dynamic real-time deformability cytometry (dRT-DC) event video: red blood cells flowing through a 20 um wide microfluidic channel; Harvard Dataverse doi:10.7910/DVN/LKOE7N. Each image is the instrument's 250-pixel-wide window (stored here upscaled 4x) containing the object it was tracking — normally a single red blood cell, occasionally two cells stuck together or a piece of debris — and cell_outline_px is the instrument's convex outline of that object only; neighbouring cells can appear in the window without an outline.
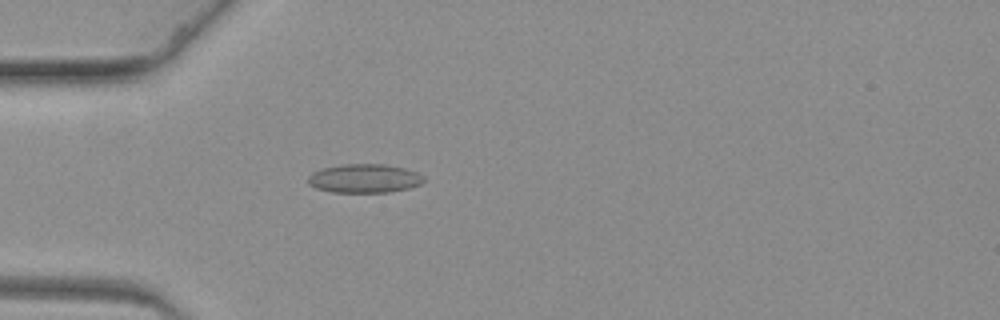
{"species": "common noctule bat (a hibernating species)", "species_latin": "Nyctalus noctula", "temperature_condition": "warm", "stored_images_in_passage": 62, "camera_frame_rate_fps": 3000, "um_per_image_px": 0.085, "animal": {"sex": "female", "body_mass_g": 19.3, "forearm_length_mm": 54.1}, "frame": {"image": 1, "passage_image": 18, "time_ms": 5.667, "image_size_px": [1000, 320], "cell_outline_px": [[424, 180], [420, 184], [408, 188], [388, 192], [332, 192], [316, 188], [308, 184], [308, 176], [312, 172], [324, 168], [344, 164], [384, 164], [404, 168], [416, 172], [424, 176]], "centroid_in_image_um": [30.96, 15.16], "position_along_channel_um": 54.0, "area_um2": 19.31}}
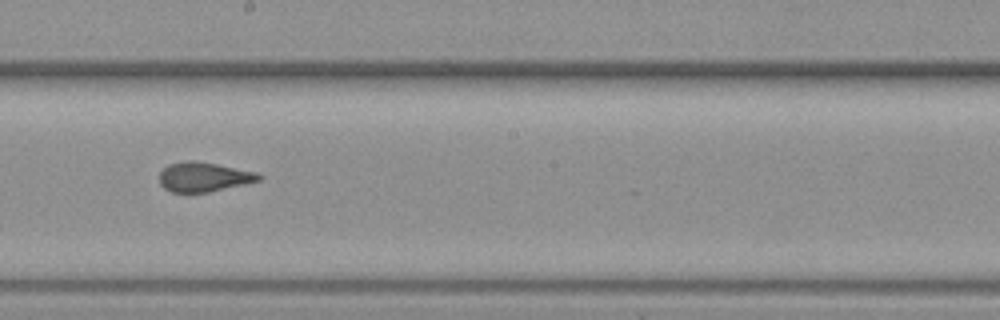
{"frame": {"image": 2, "passage_image": 35, "time_ms": 11.333, "image_size_px": [1000, 320], "cell_outline_px": [[264, 176], [260, 180], [244, 184], [208, 192], [172, 192], [164, 188], [160, 184], [160, 172], [168, 164], [184, 160], [192, 160], [216, 164], [256, 172]], "centroid_in_image_um": [17.3, 15.03], "position_along_channel_um": 230.9, "area_um2": 16.99}}
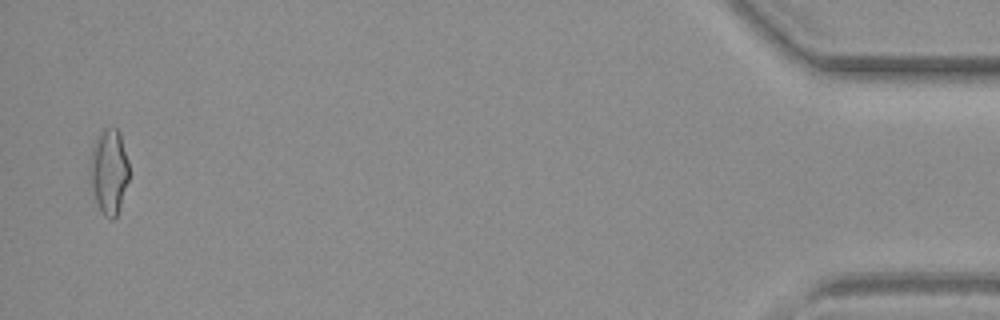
{"frame": {"image": 3, "passage_image": 61, "time_ms": 20.0, "image_size_px": [1000, 320], "cell_outline_px": [[128, 180], [116, 220], [112, 220], [104, 216], [96, 200], [92, 184], [92, 148], [96, 136], [104, 128], [116, 128], [120, 132], [128, 160]], "centroid_in_image_um": [9.3, 14.57], "position_along_channel_um": 425.9, "area_um2": 18.84}}